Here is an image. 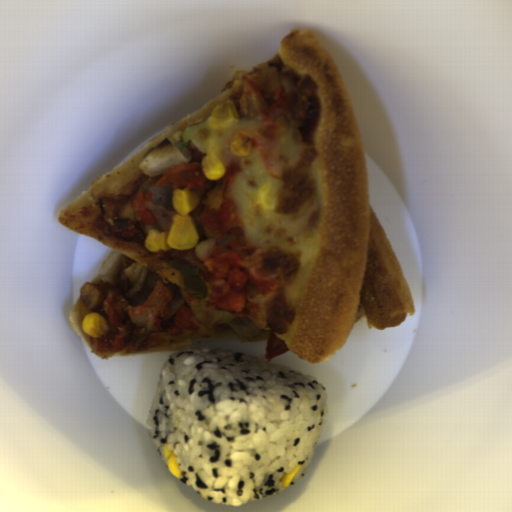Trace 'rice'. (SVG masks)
Returning <instances> with one entry per match:
<instances>
[{"label":"rice","mask_w":512,"mask_h":512,"mask_svg":"<svg viewBox=\"0 0 512 512\" xmlns=\"http://www.w3.org/2000/svg\"><path fill=\"white\" fill-rule=\"evenodd\" d=\"M327 403L326 386L303 372L199 345L163 362L146 424L167 466L165 444L176 456L184 486L238 507L284 490L279 480L297 465L289 487L299 480Z\"/></svg>","instance_id":"1"}]
</instances>
